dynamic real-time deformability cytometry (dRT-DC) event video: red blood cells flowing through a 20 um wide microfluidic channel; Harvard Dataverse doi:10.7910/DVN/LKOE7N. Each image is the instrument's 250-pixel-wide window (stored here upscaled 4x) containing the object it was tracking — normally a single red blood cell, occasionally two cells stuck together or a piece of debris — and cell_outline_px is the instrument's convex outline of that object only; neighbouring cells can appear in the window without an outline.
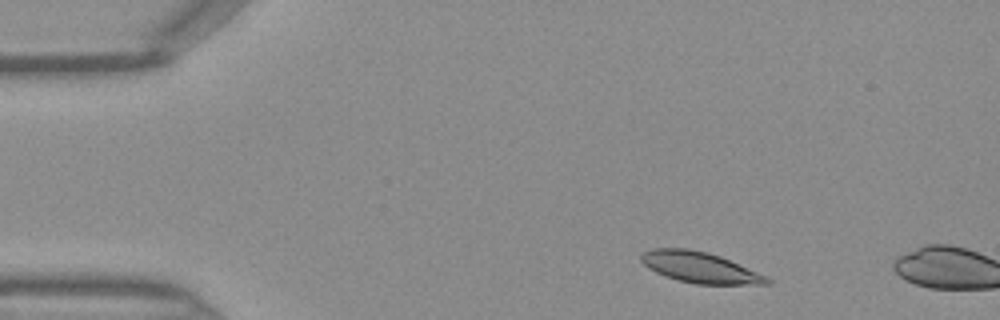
{"species": "Egyptian fruit bat (a non-hibernating species)", "species_latin": "Rousettus aegyptiacus", "temperature_condition": "warm", "stored_images_in_passage": 3, "camera_frame_rate_fps": 3000, "um_per_image_px": 0.085, "frame": {"image": 1, "passage_image": 1, "time_ms": 0.0, "image_size_px": [1000, 320], "cell_outline_px": [[772, 284], [696, 284], [676, 280], [656, 272], [648, 268], [640, 260], [640, 252], [652, 248], [688, 248], [708, 252], [720, 256], [768, 276], [772, 280]], "centroid_in_image_um": [59.48, 22.72], "position_along_channel_um": 25.5, "area_um2": 22.83}}